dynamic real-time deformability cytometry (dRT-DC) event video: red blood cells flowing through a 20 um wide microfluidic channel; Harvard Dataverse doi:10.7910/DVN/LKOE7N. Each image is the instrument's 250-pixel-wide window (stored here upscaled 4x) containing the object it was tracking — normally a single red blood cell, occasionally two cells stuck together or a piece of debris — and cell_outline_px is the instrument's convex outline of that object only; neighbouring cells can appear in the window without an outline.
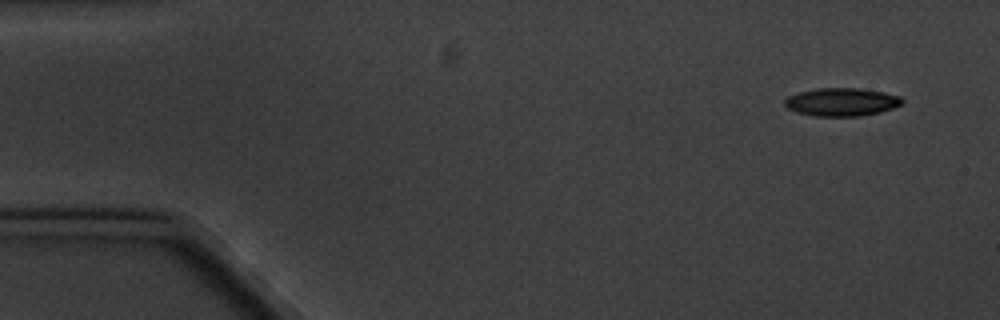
{"species": "common noctule bat (a hibernating species)", "species_latin": "Nyctalus noctula", "temperature_condition": "cold", "stored_images_in_passage": 4, "camera_frame_rate_fps": 3000, "um_per_image_px": 0.085, "animal": {"sex": "male", "body_mass_g": 20.1, "forearm_length_mm": 53.5}, "frame": {"image": 1, "passage_image": 1, "time_ms": 0.0, "image_size_px": [1000, 320], "cell_outline_px": [[904, 100], [900, 104], [892, 108], [880, 112], [860, 116], [816, 116], [796, 112], [788, 108], [784, 104], [784, 100], [788, 96], [800, 92], [816, 88], [860, 88], [884, 92], [900, 96]], "centroid_in_image_um": [71.53, 8.66], "position_along_channel_um": 13.5, "area_um2": 19.19}}
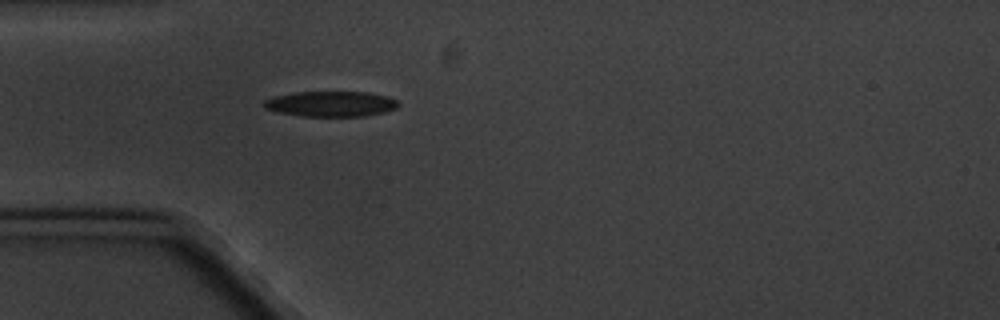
{"frame": {"image": 2, "passage_image": 4, "time_ms": 4.333, "image_size_px": [1000, 320], "cell_outline_px": [[400, 104], [396, 108], [384, 112], [364, 116], [304, 116], [280, 112], [264, 108], [264, 100], [272, 96], [296, 92], [368, 92], [388, 96], [396, 100]], "centroid_in_image_um": [28.14, 8.82], "position_along_channel_um": 56.9, "area_um2": 19.83}}